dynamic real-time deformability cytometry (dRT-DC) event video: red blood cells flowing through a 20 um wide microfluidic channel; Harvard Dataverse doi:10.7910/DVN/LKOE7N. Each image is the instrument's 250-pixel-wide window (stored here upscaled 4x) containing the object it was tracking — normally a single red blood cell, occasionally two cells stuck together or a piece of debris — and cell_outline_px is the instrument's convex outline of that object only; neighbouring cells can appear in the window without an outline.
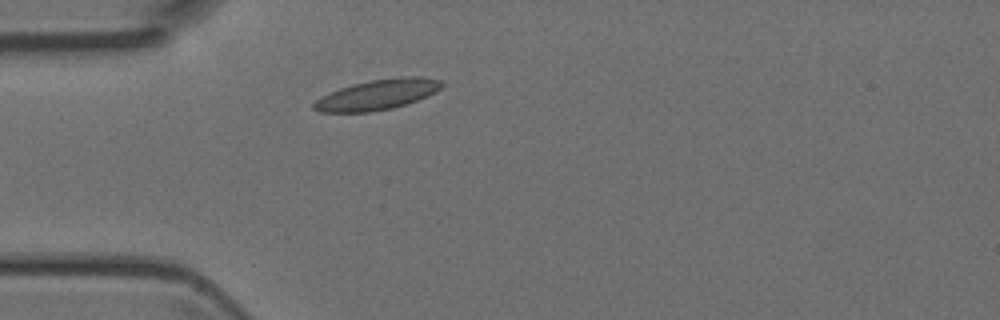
{"species": "Egyptian fruit bat (a non-hibernating species)", "species_latin": "Rousettus aegyptiacus", "temperature_condition": "room temperature", "stored_images_in_passage": 35, "camera_frame_rate_fps": 3000, "um_per_image_px": 0.085, "animal": {"sex": "female"}, "frame": {"image": 1, "passage_image": 1, "time_ms": 0.0, "image_size_px": [1000, 320], "cell_outline_px": [[444, 84], [436, 92], [416, 100], [392, 108], [368, 112], [320, 112], [312, 108], [312, 104], [316, 100], [340, 88], [352, 84], [372, 80], [400, 76], [424, 76], [440, 80]], "centroid_in_image_um": [32.1, 8.03], "position_along_channel_um": 52.9, "area_um2": 22.37}}
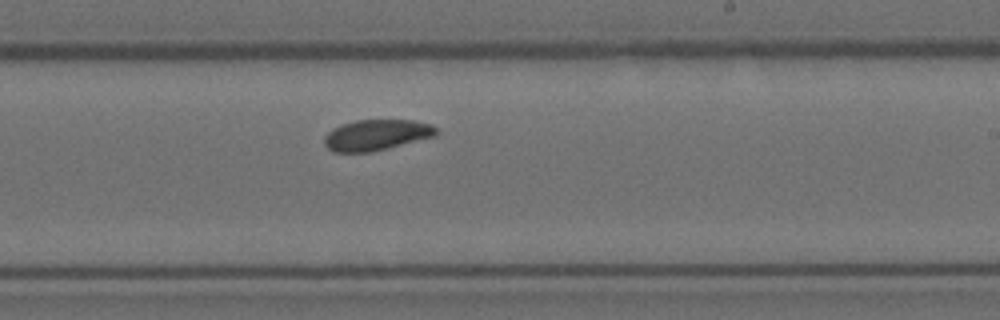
{"frame": {"image": 2, "passage_image": 16, "time_ms": 5.0, "image_size_px": [1000, 320], "cell_outline_px": [[440, 132], [436, 136], [388, 148], [368, 152], [332, 152], [324, 144], [324, 136], [332, 128], [356, 120], [416, 120], [432, 124]], "centroid_in_image_um": [32.03, 11.47], "position_along_channel_um": 257.0, "area_um2": 20.23}}
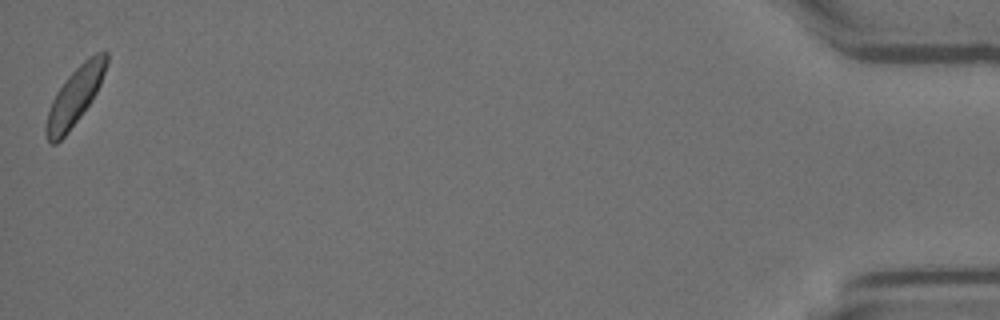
{"frame": {"image": 3, "passage_image": 35, "time_ms": 11.333, "image_size_px": [1000, 320], "cell_outline_px": [[108, 64], [100, 84], [92, 100], [68, 132], [56, 144], [48, 144], [44, 132], [44, 128], [48, 112], [52, 100], [56, 92], [68, 76], [84, 60], [96, 52], [104, 48], [108, 52]], "centroid_in_image_um": [6.37, 8.17], "position_along_channel_um": 428.8, "area_um2": 20.35}}